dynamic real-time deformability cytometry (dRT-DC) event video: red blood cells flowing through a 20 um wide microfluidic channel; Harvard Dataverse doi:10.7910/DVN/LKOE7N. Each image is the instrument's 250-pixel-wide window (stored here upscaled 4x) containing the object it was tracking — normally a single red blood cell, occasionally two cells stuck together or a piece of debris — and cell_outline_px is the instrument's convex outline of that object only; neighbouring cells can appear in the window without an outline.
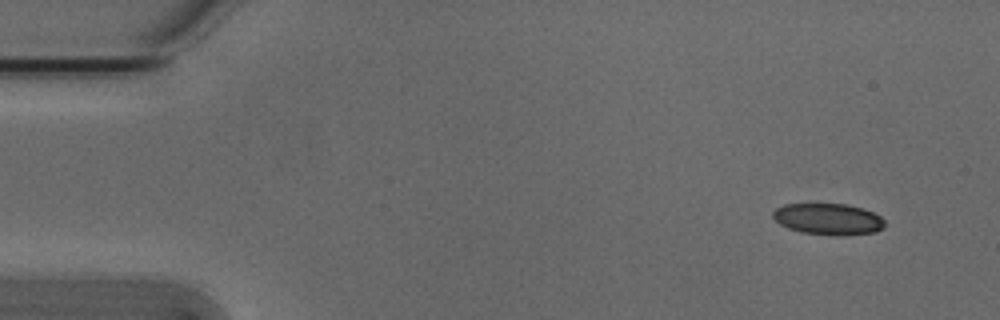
{"species": "Egyptian fruit bat (a non-hibernating species)", "species_latin": "Rousettus aegyptiacus", "temperature_condition": "cold", "stored_images_in_passage": 51, "camera_frame_rate_fps": 3000, "um_per_image_px": 0.085, "animal": {"sex": "male"}, "frame": {"image": 1, "passage_image": 1, "time_ms": 0.0, "image_size_px": [1000, 320], "cell_outline_px": [[884, 228], [876, 232], [844, 236], [832, 236], [800, 232], [788, 228], [780, 224], [772, 216], [772, 212], [776, 208], [784, 204], [844, 204], [860, 208], [872, 212], [880, 216], [884, 220]], "centroid_in_image_um": [70.39, 18.64], "position_along_channel_um": 14.6, "area_um2": 20.58}}
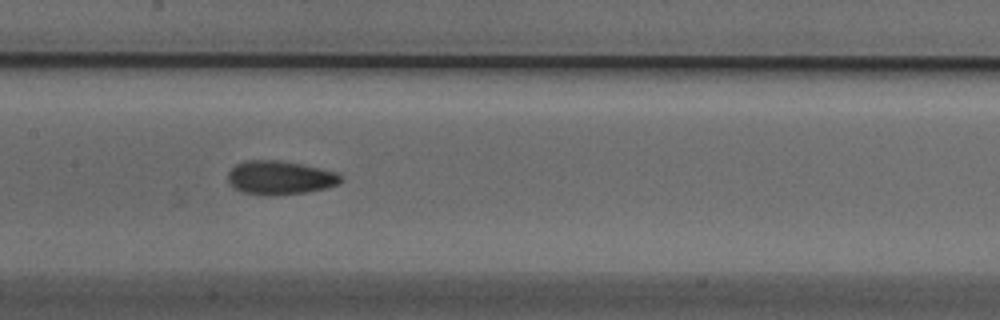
{"frame": {"image": 2, "passage_image": 23, "time_ms": 7.333, "image_size_px": [1000, 320], "cell_outline_px": [[344, 180], [340, 184], [328, 188], [304, 192], [272, 196], [244, 192], [232, 188], [228, 184], [228, 172], [236, 164], [244, 160], [280, 160], [320, 168], [336, 172]], "centroid_in_image_um": [23.78, 15.1], "position_along_channel_um": 183.6, "area_um2": 22.37}}
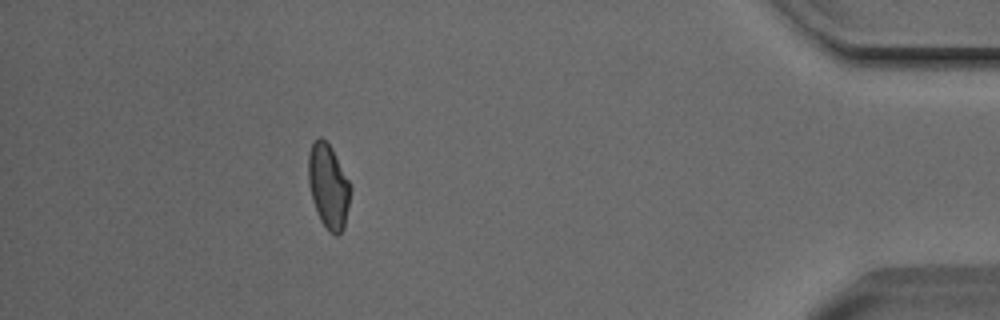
{"frame": {"image": 3, "passage_image": 45, "time_ms": 14.667, "image_size_px": [1000, 320], "cell_outline_px": [[352, 188], [344, 228], [336, 236], [328, 232], [320, 220], [312, 200], [308, 184], [308, 152], [312, 140], [320, 136], [332, 148], [352, 184]], "centroid_in_image_um": [27.91, 15.81], "position_along_channel_um": 407.3, "area_um2": 21.21}, "authors_computed_cell_mechanics": {"area_um2": 21.1548, "velocity_mm_per_s": 3.8055, "shape_relaxation_time_tau1_ms": 7.6806, "shape_relaxation_time_tau2_ms": 2.5292, "deformation_change_tau1": 0.1541, "deformation_change_tau2": 0.0799}}